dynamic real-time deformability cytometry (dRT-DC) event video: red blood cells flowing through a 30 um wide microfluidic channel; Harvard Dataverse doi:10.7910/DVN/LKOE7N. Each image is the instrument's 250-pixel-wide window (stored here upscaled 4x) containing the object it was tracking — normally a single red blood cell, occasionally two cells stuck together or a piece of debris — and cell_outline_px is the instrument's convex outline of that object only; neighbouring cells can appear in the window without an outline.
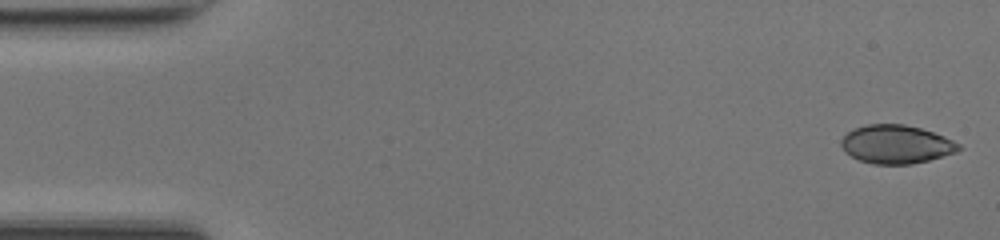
{"species": "common noctule bat (a hibernating species)", "species_latin": "Nyctalus noctula", "temperature_condition": "room temperature", "stored_images_in_passage": 48, "camera_frame_rate_fps": 3000, "um_per_image_px": 0.085, "animal": {"sex": "female", "body_mass_g": 17.0, "forearm_length_mm": 48.0}, "frame": {"image": 1, "passage_image": 1, "time_ms": 0.0, "image_size_px": [1000, 240], "cell_outline_px": [[964, 148], [956, 152], [928, 160], [912, 164], [872, 164], [860, 160], [844, 152], [840, 144], [840, 140], [848, 132], [856, 128], [868, 124], [904, 124], [920, 128], [944, 136], [960, 144]], "centroid_in_image_um": [76.18, 12.27], "position_along_channel_um": 8.8, "area_um2": 26.3}}
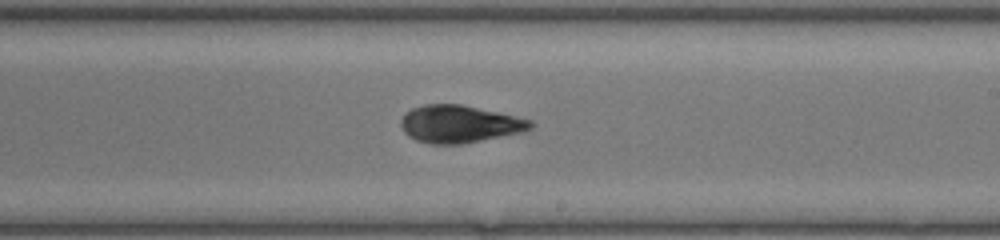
{"frame": {"image": 2, "passage_image": 28, "time_ms": 9.0, "image_size_px": [1000, 240], "cell_outline_px": [[536, 124], [532, 128], [524, 132], [460, 144], [428, 144], [416, 140], [408, 136], [404, 132], [400, 124], [400, 120], [412, 108], [424, 104], [460, 104], [532, 120]], "centroid_in_image_um": [39.06, 10.55], "position_along_channel_um": 249.9, "area_um2": 28.21}}
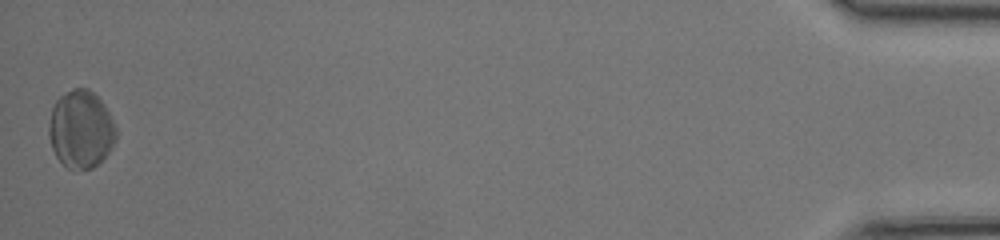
{"frame": {"image": 3, "passage_image": 48, "time_ms": 15.667, "image_size_px": [1000, 240], "cell_outline_px": [[116, 140], [112, 148], [92, 168], [68, 168], [56, 156], [52, 148], [48, 136], [48, 128], [52, 108], [56, 100], [60, 96], [72, 88], [88, 88], [104, 104], [116, 128]], "centroid_in_image_um": [6.86, 10.97], "position_along_channel_um": 428.3, "area_um2": 30.11}, "authors_computed_cell_mechanics": {"area_um2": 28.2064, "velocity_mm_per_s": 4.2152, "shape_relaxation_time_tau1_ms": 3.0292, "shape_relaxation_time_tau2_ms": 2.5129, "deformation_change_tau1": 0.1142, "deformation_change_tau2": 0.0552}}